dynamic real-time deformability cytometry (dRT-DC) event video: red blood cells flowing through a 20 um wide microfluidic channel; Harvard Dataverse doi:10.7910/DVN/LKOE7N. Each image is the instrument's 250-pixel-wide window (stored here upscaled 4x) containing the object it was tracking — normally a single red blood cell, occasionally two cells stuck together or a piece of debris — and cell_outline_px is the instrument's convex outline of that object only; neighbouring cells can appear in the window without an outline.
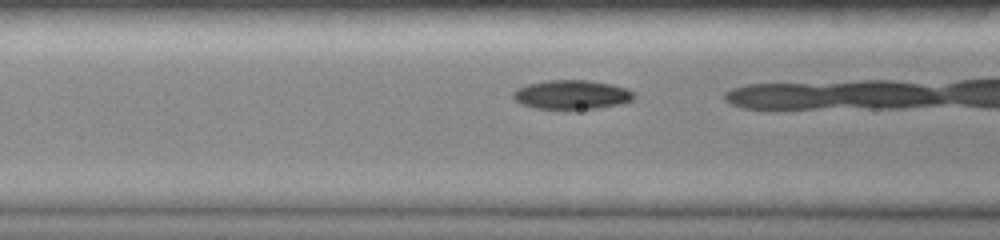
{"species": "common noctule bat (a hibernating species)", "species_latin": "Nyctalus noctula", "temperature_condition": "room temperature", "stored_images_in_passage": 13, "camera_frame_rate_fps": 3000, "um_per_image_px": 0.085, "animal": {"sex": "female", "body_mass_g": 19.0, "forearm_length_mm": 51.5}, "frame": {"image": 1, "passage_image": 12, "time_ms": 4.333, "image_size_px": [1000, 240], "cell_outline_px": [[636, 96], [632, 100], [620, 104], [596, 108], [536, 108], [520, 104], [512, 96], [512, 92], [516, 88], [528, 84], [544, 80], [588, 80], [612, 84], [624, 88], [632, 92]], "centroid_in_image_um": [48.56, 8.03], "position_along_channel_um": 118.0, "area_um2": 20.35}}